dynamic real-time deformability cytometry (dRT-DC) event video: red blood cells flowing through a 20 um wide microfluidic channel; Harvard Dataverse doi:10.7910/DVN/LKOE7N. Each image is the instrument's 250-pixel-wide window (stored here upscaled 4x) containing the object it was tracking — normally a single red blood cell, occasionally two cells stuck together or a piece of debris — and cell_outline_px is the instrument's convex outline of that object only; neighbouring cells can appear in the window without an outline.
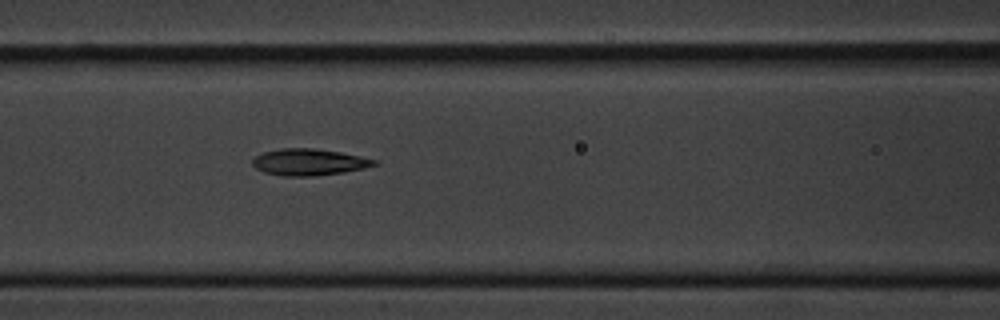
{"species": "common noctule bat (a hibernating species)", "species_latin": "Nyctalus noctula", "temperature_condition": "cold", "stored_images_in_passage": 7, "camera_frame_rate_fps": 3000, "um_per_image_px": 0.085, "animal": {"sex": "male", "body_mass_g": 20.1, "forearm_length_mm": 53.5}, "frame": {"image": 1, "passage_image": 7, "time_ms": 7.667, "image_size_px": [1000, 320], "cell_outline_px": [[376, 164], [364, 168], [344, 172], [312, 176], [280, 176], [264, 172], [256, 168], [252, 164], [252, 160], [256, 156], [264, 152], [280, 148], [316, 148], [340, 152], [360, 156], [376, 160]], "centroid_in_image_um": [26.23, 13.78], "position_along_channel_um": 140.4, "area_um2": 18.79}}